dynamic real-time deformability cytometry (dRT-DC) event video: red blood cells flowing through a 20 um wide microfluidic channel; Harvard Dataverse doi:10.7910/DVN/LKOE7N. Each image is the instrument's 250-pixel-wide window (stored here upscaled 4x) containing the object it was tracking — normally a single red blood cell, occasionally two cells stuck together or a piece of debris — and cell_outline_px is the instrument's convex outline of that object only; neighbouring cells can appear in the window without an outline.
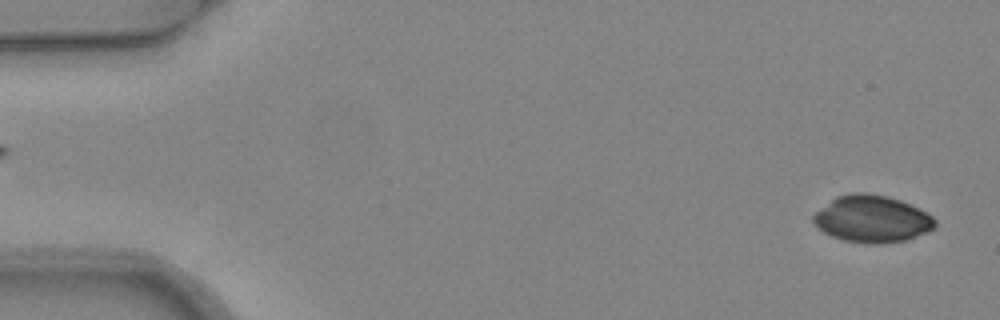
{"species": "common noctule bat (a hibernating species)", "species_latin": "Nyctalus noctula", "temperature_condition": "warm", "stored_images_in_passage": 6, "segment_of_instrument_passage": [2, 2], "camera_frame_rate_fps": 3000, "um_per_image_px": 0.085, "animal": {"sex": "female", "body_mass_g": 24.6, "forearm_length_mm": 56.2}, "frame": {"image": 1, "passage_image": 6, "time_ms": 1.667, "image_size_px": [1000, 320], "cell_outline_px": [[936, 228], [928, 232], [908, 240], [880, 244], [868, 244], [844, 240], [832, 236], [824, 232], [812, 220], [812, 216], [816, 212], [836, 196], [852, 192], [868, 192], [888, 196], [900, 200], [932, 216], [936, 220]], "centroid_in_image_um": [74.14, 18.61], "position_along_channel_um": 10.9, "area_um2": 33.35}}